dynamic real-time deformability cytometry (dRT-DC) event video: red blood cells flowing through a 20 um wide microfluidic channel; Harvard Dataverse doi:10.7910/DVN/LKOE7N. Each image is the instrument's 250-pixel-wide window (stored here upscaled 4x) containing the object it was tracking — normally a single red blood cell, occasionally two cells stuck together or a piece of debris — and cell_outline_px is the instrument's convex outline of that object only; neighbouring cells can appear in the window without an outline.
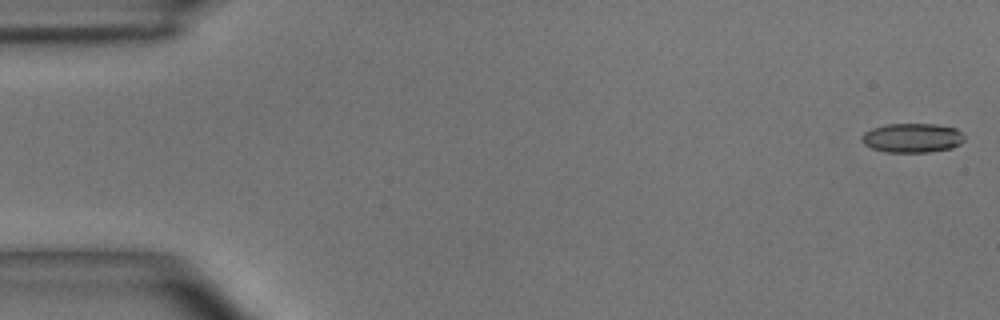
{"species": "common noctule bat (a hibernating species)", "species_latin": "Nyctalus noctula", "temperature_condition": "room temperature", "stored_images_in_passage": 50, "camera_frame_rate_fps": 3000, "um_per_image_px": 0.085, "animal": {"sex": "male", "body_mass_g": 15.6}, "frame": {"image": 1, "passage_image": 1, "time_ms": 0.0, "image_size_px": [1000, 320], "cell_outline_px": [[964, 140], [960, 144], [952, 148], [928, 152], [884, 152], [872, 148], [864, 144], [860, 140], [860, 136], [864, 132], [872, 128], [888, 124], [936, 124], [956, 128], [964, 136]], "centroid_in_image_um": [77.52, 11.72], "position_along_channel_um": 7.5, "area_um2": 17.63}}
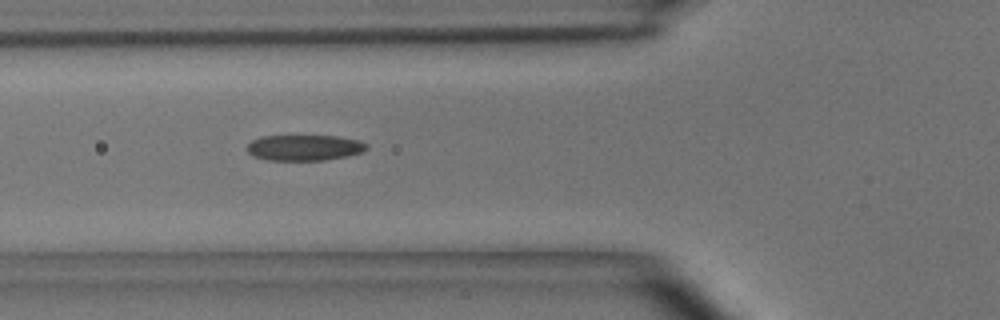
{"frame": {"image": 2, "passage_image": 18, "time_ms": 5.667, "image_size_px": [1000, 320], "cell_outline_px": [[368, 148], [364, 152], [348, 156], [324, 160], [268, 160], [252, 156], [248, 152], [248, 144], [252, 140], [260, 136], [336, 136], [360, 140], [368, 144]], "centroid_in_image_um": [25.9, 12.55], "position_along_channel_um": 99.9, "area_um2": 18.09}}
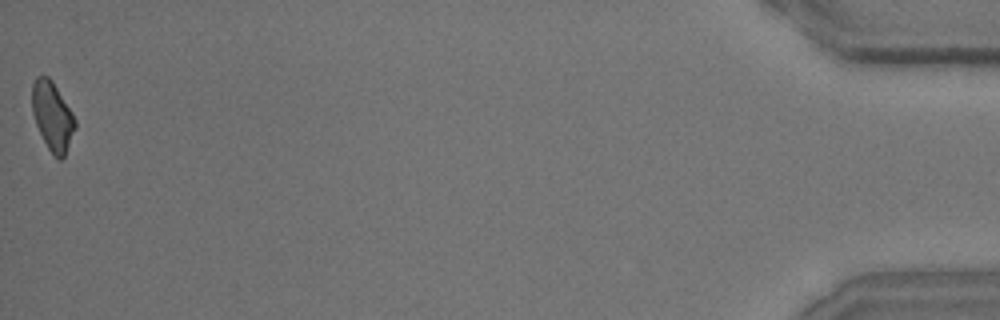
{"frame": {"image": 3, "passage_image": 50, "time_ms": 16.333, "image_size_px": [1000, 320], "cell_outline_px": [[76, 128], [64, 156], [60, 160], [48, 148], [36, 124], [32, 112], [32, 84], [36, 76], [48, 76], [52, 80], [72, 112], [76, 120]], "centroid_in_image_um": [4.46, 9.84], "position_along_channel_um": 430.7, "area_um2": 17.05}, "authors_computed_cell_mechanics": {"area_um2": 18.0047, "velocity_mm_per_s": 3.9881, "shape_relaxation_time_tau1_ms": null, "shape_relaxation_time_tau2_ms": 2.8569, "deformation_change_tau1": null, "deformation_change_tau2": 0.1106}}